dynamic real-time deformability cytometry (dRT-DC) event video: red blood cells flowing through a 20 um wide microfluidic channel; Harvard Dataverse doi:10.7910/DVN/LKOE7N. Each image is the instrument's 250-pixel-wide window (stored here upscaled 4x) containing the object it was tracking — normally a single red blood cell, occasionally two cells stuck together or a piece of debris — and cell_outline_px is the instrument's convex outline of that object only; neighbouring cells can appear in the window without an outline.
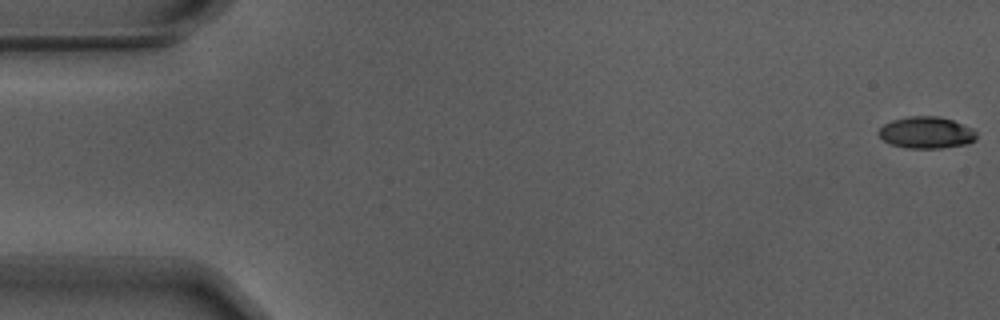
{"species": "Egyptian fruit bat (a non-hibernating species)", "species_latin": "Rousettus aegyptiacus", "temperature_condition": "warm", "stored_images_in_passage": 18, "camera_frame_rate_fps": 3000, "um_per_image_px": 0.085, "animal": {"sex": "male"}, "frame": {"image": 1, "passage_image": 1, "time_ms": 0.0, "image_size_px": [1000, 320], "cell_outline_px": [[976, 140], [968, 144], [940, 148], [908, 148], [892, 144], [884, 140], [876, 132], [884, 124], [892, 120], [908, 116], [940, 116], [952, 120], [972, 128], [976, 132]], "centroid_in_image_um": [78.75, 11.26], "position_along_channel_um": 6.3, "area_um2": 18.09}}
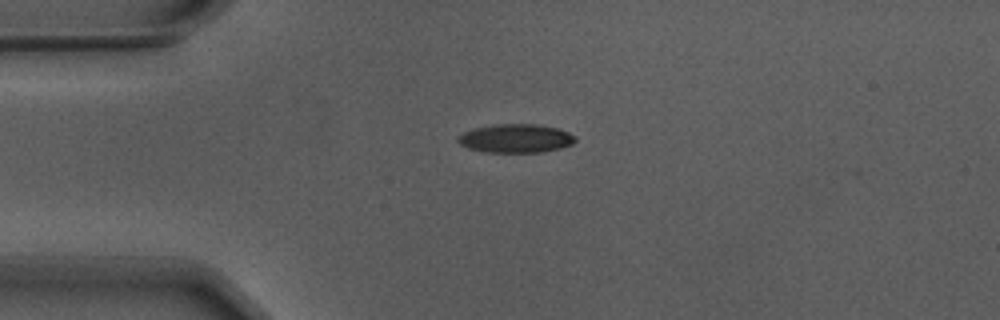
{"frame": {"image": 2, "passage_image": 14, "time_ms": 4.333, "image_size_px": [1000, 320], "cell_outline_px": [[576, 140], [572, 144], [560, 148], [540, 152], [488, 152], [468, 148], [460, 144], [456, 140], [464, 132], [476, 128], [496, 124], [536, 124], [556, 128], [568, 132], [576, 136]], "centroid_in_image_um": [43.86, 11.76], "position_along_channel_um": 41.1, "area_um2": 19.36}}